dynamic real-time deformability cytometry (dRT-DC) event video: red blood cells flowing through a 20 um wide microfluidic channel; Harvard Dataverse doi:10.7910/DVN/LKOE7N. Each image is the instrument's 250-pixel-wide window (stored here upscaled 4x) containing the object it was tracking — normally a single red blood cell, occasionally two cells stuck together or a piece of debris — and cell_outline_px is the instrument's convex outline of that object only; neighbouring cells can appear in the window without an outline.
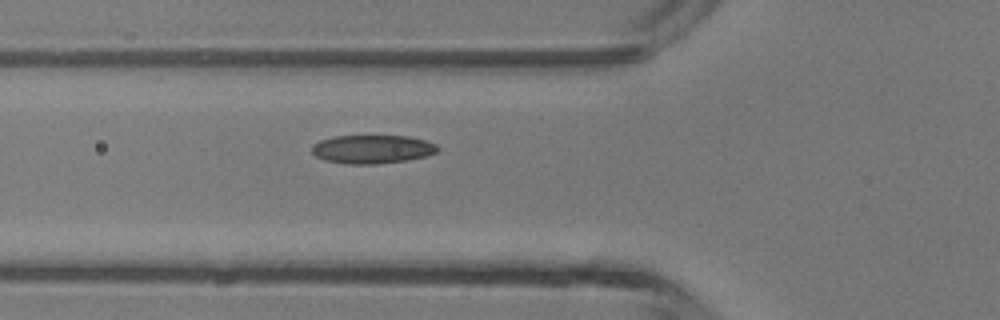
{"species": "common noctule bat (a hibernating species)", "species_latin": "Nyctalus noctula", "temperature_condition": "room temperature", "stored_images_in_passage": 5, "camera_frame_rate_fps": 3000, "um_per_image_px": 0.085, "animal": {"sex": "male", "body_mass_g": 13.3}, "frame": {"image": 1, "passage_image": 5, "time_ms": 5.0, "image_size_px": [1000, 320], "cell_outline_px": [[440, 148], [436, 152], [424, 156], [408, 160], [376, 164], [348, 164], [324, 160], [316, 156], [312, 152], [312, 144], [320, 140], [336, 136], [408, 136], [424, 140], [436, 144]], "centroid_in_image_um": [31.63, 12.68], "position_along_channel_um": 94.2, "area_um2": 20.87}}